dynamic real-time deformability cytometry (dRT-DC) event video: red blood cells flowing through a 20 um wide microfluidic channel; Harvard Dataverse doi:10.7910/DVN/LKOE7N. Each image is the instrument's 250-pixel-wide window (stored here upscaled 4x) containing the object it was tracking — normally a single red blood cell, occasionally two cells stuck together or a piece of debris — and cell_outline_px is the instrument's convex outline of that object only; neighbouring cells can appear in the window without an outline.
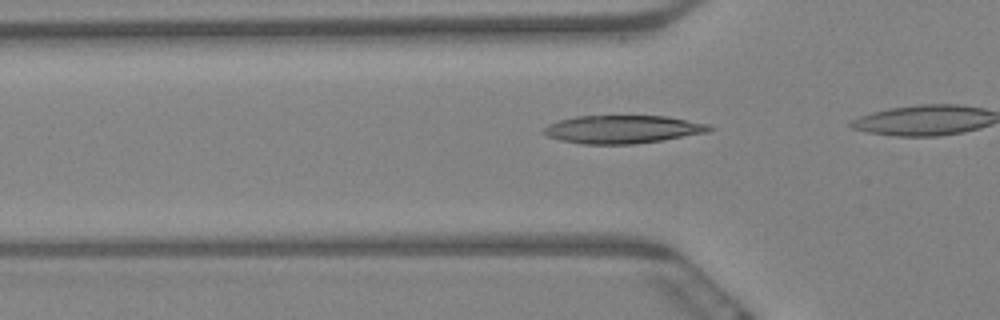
{"species": "Egyptian fruit bat (a non-hibernating species)", "species_latin": "Rousettus aegyptiacus", "temperature_condition": "warm", "stored_images_in_passage": 21, "camera_frame_rate_fps": 3000, "um_per_image_px": 0.085, "animal": {"sex": "female"}, "frame": {"image": 1, "passage_image": 15, "time_ms": 4.667, "image_size_px": [1000, 320], "cell_outline_px": [[716, 128], [704, 132], [660, 140], [632, 144], [584, 144], [560, 140], [548, 136], [540, 132], [548, 124], [560, 120], [576, 116], [668, 116], [708, 124]], "centroid_in_image_um": [52.87, 10.98], "position_along_channel_um": 72.9, "area_um2": 26.82}}